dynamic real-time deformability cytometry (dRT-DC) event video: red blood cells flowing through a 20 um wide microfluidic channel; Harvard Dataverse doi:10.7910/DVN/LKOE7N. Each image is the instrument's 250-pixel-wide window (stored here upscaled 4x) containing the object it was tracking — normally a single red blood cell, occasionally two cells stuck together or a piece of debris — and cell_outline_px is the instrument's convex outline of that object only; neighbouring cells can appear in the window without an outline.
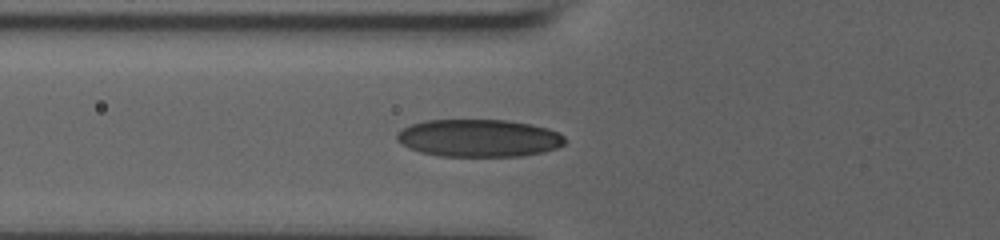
{"species": "human", "species_latin": "Homo sapiens", "temperature_condition": "room temperature", "stored_images_in_passage": 5, "camera_frame_rate_fps": 3000, "um_per_image_px": 0.085, "donor": {"sex": "male"}, "frame": {"image": 1, "passage_image": 2, "time_ms": 0.333, "image_size_px": [1000, 240], "cell_outline_px": [[564, 144], [556, 148], [544, 152], [520, 156], [440, 156], [420, 152], [408, 148], [396, 140], [396, 132], [412, 124], [424, 120], [508, 120], [532, 124], [548, 128], [560, 132], [564, 136]], "centroid_in_image_um": [40.7, 11.73], "position_along_channel_um": 85.1, "area_um2": 36.99}}
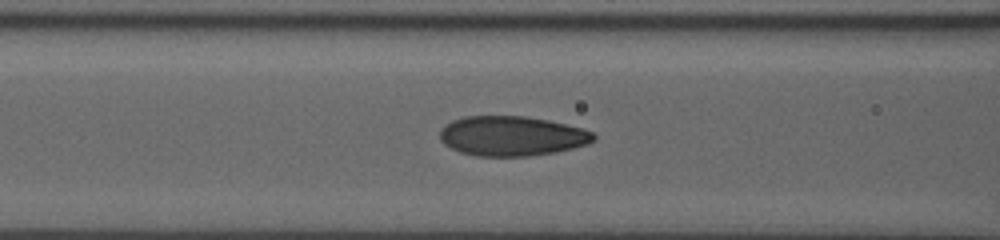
{"frame": {"image": 2, "passage_image": 5, "time_ms": 1.333, "image_size_px": [1000, 240], "cell_outline_px": [[596, 140], [588, 144], [556, 152], [528, 156], [476, 156], [460, 152], [444, 144], [440, 140], [440, 128], [452, 120], [464, 116], [524, 116], [548, 120], [584, 128], [592, 132], [596, 136]], "centroid_in_image_um": [43.51, 11.56], "position_along_channel_um": 123.1, "area_um2": 35.84}}